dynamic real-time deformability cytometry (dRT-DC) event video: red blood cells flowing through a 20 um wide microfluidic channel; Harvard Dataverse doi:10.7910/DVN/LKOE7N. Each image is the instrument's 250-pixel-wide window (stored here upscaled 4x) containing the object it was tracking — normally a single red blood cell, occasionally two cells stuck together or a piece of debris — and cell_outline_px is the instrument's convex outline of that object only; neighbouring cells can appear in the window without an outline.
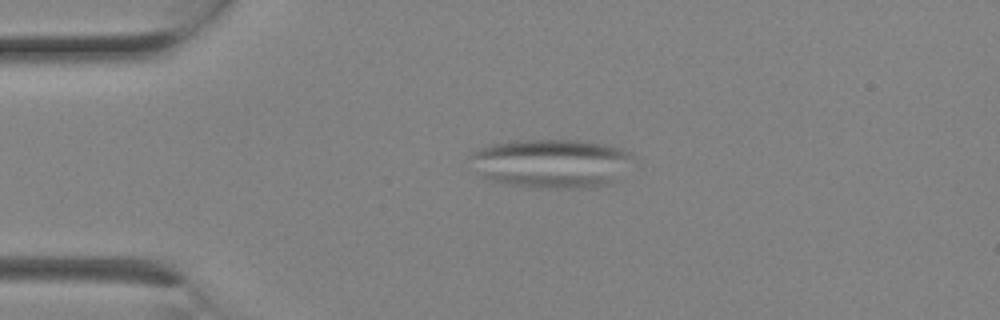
{"species": "Egyptian fruit bat (a non-hibernating species)", "species_latin": "Rousettus aegyptiacus", "temperature_condition": "room temperature", "stored_images_in_passage": 2, "camera_frame_rate_fps": 3000, "um_per_image_px": 0.085, "animal": {"sex": "female"}, "frame": {"image": 1, "passage_image": 2, "time_ms": 0.333, "image_size_px": [1000, 320], "cell_outline_px": [[636, 156], [612, 180], [596, 188], [532, 188], [504, 184], [480, 176], [468, 156], [472, 152], [480, 148], [492, 144], [516, 140], [580, 140], [604, 144], [624, 148]], "centroid_in_image_um": [46.82, 13.88], "position_along_channel_um": 38.2, "area_um2": 46.53}}